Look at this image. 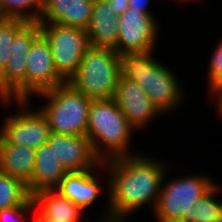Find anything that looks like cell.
Listing matches in <instances>:
<instances>
[{
  "instance_id": "22",
  "label": "cell",
  "mask_w": 222,
  "mask_h": 222,
  "mask_svg": "<svg viewBox=\"0 0 222 222\" xmlns=\"http://www.w3.org/2000/svg\"><path fill=\"white\" fill-rule=\"evenodd\" d=\"M41 12L42 0H0L1 17L38 22Z\"/></svg>"
},
{
  "instance_id": "19",
  "label": "cell",
  "mask_w": 222,
  "mask_h": 222,
  "mask_svg": "<svg viewBox=\"0 0 222 222\" xmlns=\"http://www.w3.org/2000/svg\"><path fill=\"white\" fill-rule=\"evenodd\" d=\"M36 150L6 143L0 137V171L27 184L35 167Z\"/></svg>"
},
{
  "instance_id": "21",
  "label": "cell",
  "mask_w": 222,
  "mask_h": 222,
  "mask_svg": "<svg viewBox=\"0 0 222 222\" xmlns=\"http://www.w3.org/2000/svg\"><path fill=\"white\" fill-rule=\"evenodd\" d=\"M31 201L32 196L22 180L0 171V211Z\"/></svg>"
},
{
  "instance_id": "10",
  "label": "cell",
  "mask_w": 222,
  "mask_h": 222,
  "mask_svg": "<svg viewBox=\"0 0 222 222\" xmlns=\"http://www.w3.org/2000/svg\"><path fill=\"white\" fill-rule=\"evenodd\" d=\"M102 174L104 175L102 176ZM103 177L106 178L103 180ZM56 190L73 203L80 206L84 211H89V213L91 211L89 208H94L92 206L100 203L97 200L103 198L102 194L106 193L104 195L106 203H104L105 206H103V212L100 211L102 214H100L101 216L99 219L109 218V176L103 163H101L96 169L83 172H68Z\"/></svg>"
},
{
  "instance_id": "23",
  "label": "cell",
  "mask_w": 222,
  "mask_h": 222,
  "mask_svg": "<svg viewBox=\"0 0 222 222\" xmlns=\"http://www.w3.org/2000/svg\"><path fill=\"white\" fill-rule=\"evenodd\" d=\"M28 21L20 18H0V72L5 68L16 33Z\"/></svg>"
},
{
  "instance_id": "13",
  "label": "cell",
  "mask_w": 222,
  "mask_h": 222,
  "mask_svg": "<svg viewBox=\"0 0 222 222\" xmlns=\"http://www.w3.org/2000/svg\"><path fill=\"white\" fill-rule=\"evenodd\" d=\"M113 99L137 133H141L143 129L145 132L146 128L156 123L157 118H163V114L150 100L145 90L122 75L119 77Z\"/></svg>"
},
{
  "instance_id": "26",
  "label": "cell",
  "mask_w": 222,
  "mask_h": 222,
  "mask_svg": "<svg viewBox=\"0 0 222 222\" xmlns=\"http://www.w3.org/2000/svg\"><path fill=\"white\" fill-rule=\"evenodd\" d=\"M207 95L206 97L210 100V102L212 101L215 109L216 110V115L218 116L217 119L221 118L222 120V78L216 82L209 90H207ZM210 94V95H209ZM214 99V101H213Z\"/></svg>"
},
{
  "instance_id": "5",
  "label": "cell",
  "mask_w": 222,
  "mask_h": 222,
  "mask_svg": "<svg viewBox=\"0 0 222 222\" xmlns=\"http://www.w3.org/2000/svg\"><path fill=\"white\" fill-rule=\"evenodd\" d=\"M37 98L43 104L38 109L46 117L52 133L86 136L92 99L69 82L36 95L30 102Z\"/></svg>"
},
{
  "instance_id": "20",
  "label": "cell",
  "mask_w": 222,
  "mask_h": 222,
  "mask_svg": "<svg viewBox=\"0 0 222 222\" xmlns=\"http://www.w3.org/2000/svg\"><path fill=\"white\" fill-rule=\"evenodd\" d=\"M221 187V183L216 184L196 201L187 215V222H222Z\"/></svg>"
},
{
  "instance_id": "1",
  "label": "cell",
  "mask_w": 222,
  "mask_h": 222,
  "mask_svg": "<svg viewBox=\"0 0 222 222\" xmlns=\"http://www.w3.org/2000/svg\"><path fill=\"white\" fill-rule=\"evenodd\" d=\"M165 160L141 151L103 162L109 176V218L131 219L146 206L152 213L172 164Z\"/></svg>"
},
{
  "instance_id": "3",
  "label": "cell",
  "mask_w": 222,
  "mask_h": 222,
  "mask_svg": "<svg viewBox=\"0 0 222 222\" xmlns=\"http://www.w3.org/2000/svg\"><path fill=\"white\" fill-rule=\"evenodd\" d=\"M135 133L113 98L91 101L86 136L102 163L141 153L131 150Z\"/></svg>"
},
{
  "instance_id": "12",
  "label": "cell",
  "mask_w": 222,
  "mask_h": 222,
  "mask_svg": "<svg viewBox=\"0 0 222 222\" xmlns=\"http://www.w3.org/2000/svg\"><path fill=\"white\" fill-rule=\"evenodd\" d=\"M26 59L25 100L66 82L55 69L50 43L42 33L32 43Z\"/></svg>"
},
{
  "instance_id": "29",
  "label": "cell",
  "mask_w": 222,
  "mask_h": 222,
  "mask_svg": "<svg viewBox=\"0 0 222 222\" xmlns=\"http://www.w3.org/2000/svg\"><path fill=\"white\" fill-rule=\"evenodd\" d=\"M32 222H61V221H53L49 218L43 217L36 209L34 211V216L32 218Z\"/></svg>"
},
{
  "instance_id": "15",
  "label": "cell",
  "mask_w": 222,
  "mask_h": 222,
  "mask_svg": "<svg viewBox=\"0 0 222 222\" xmlns=\"http://www.w3.org/2000/svg\"><path fill=\"white\" fill-rule=\"evenodd\" d=\"M95 0H42L39 23H57L86 30Z\"/></svg>"
},
{
  "instance_id": "2",
  "label": "cell",
  "mask_w": 222,
  "mask_h": 222,
  "mask_svg": "<svg viewBox=\"0 0 222 222\" xmlns=\"http://www.w3.org/2000/svg\"><path fill=\"white\" fill-rule=\"evenodd\" d=\"M156 55L154 50L121 55V75L139 84L160 112L170 116L186 103L187 89Z\"/></svg>"
},
{
  "instance_id": "6",
  "label": "cell",
  "mask_w": 222,
  "mask_h": 222,
  "mask_svg": "<svg viewBox=\"0 0 222 222\" xmlns=\"http://www.w3.org/2000/svg\"><path fill=\"white\" fill-rule=\"evenodd\" d=\"M121 75V56L111 48L90 46L68 81L92 100L112 99Z\"/></svg>"
},
{
  "instance_id": "27",
  "label": "cell",
  "mask_w": 222,
  "mask_h": 222,
  "mask_svg": "<svg viewBox=\"0 0 222 222\" xmlns=\"http://www.w3.org/2000/svg\"><path fill=\"white\" fill-rule=\"evenodd\" d=\"M129 1V8L136 10L137 12L149 15V16H155V13L149 9L150 4L152 0H128Z\"/></svg>"
},
{
  "instance_id": "14",
  "label": "cell",
  "mask_w": 222,
  "mask_h": 222,
  "mask_svg": "<svg viewBox=\"0 0 222 222\" xmlns=\"http://www.w3.org/2000/svg\"><path fill=\"white\" fill-rule=\"evenodd\" d=\"M48 143L68 172L96 169L102 163L87 136L51 133Z\"/></svg>"
},
{
  "instance_id": "30",
  "label": "cell",
  "mask_w": 222,
  "mask_h": 222,
  "mask_svg": "<svg viewBox=\"0 0 222 222\" xmlns=\"http://www.w3.org/2000/svg\"><path fill=\"white\" fill-rule=\"evenodd\" d=\"M95 222H131V219H123V218H106V219H99L94 220ZM92 221V222H94Z\"/></svg>"
},
{
  "instance_id": "4",
  "label": "cell",
  "mask_w": 222,
  "mask_h": 222,
  "mask_svg": "<svg viewBox=\"0 0 222 222\" xmlns=\"http://www.w3.org/2000/svg\"><path fill=\"white\" fill-rule=\"evenodd\" d=\"M170 168L172 172L174 171L173 165H170L169 170L164 175L160 195L151 214H153L156 222H187V215H189L193 205L208 193L217 182L213 176H208L209 173L204 175V173H196V171L170 178L172 174Z\"/></svg>"
},
{
  "instance_id": "9",
  "label": "cell",
  "mask_w": 222,
  "mask_h": 222,
  "mask_svg": "<svg viewBox=\"0 0 222 222\" xmlns=\"http://www.w3.org/2000/svg\"><path fill=\"white\" fill-rule=\"evenodd\" d=\"M40 34L39 22H27L16 33L9 60L0 72V100H25L26 56Z\"/></svg>"
},
{
  "instance_id": "24",
  "label": "cell",
  "mask_w": 222,
  "mask_h": 222,
  "mask_svg": "<svg viewBox=\"0 0 222 222\" xmlns=\"http://www.w3.org/2000/svg\"><path fill=\"white\" fill-rule=\"evenodd\" d=\"M217 45H214L215 49H213V53L211 52V57L208 59L207 64V88L208 90L222 78V37Z\"/></svg>"
},
{
  "instance_id": "7",
  "label": "cell",
  "mask_w": 222,
  "mask_h": 222,
  "mask_svg": "<svg viewBox=\"0 0 222 222\" xmlns=\"http://www.w3.org/2000/svg\"><path fill=\"white\" fill-rule=\"evenodd\" d=\"M30 104V100H0L2 109L16 107V110L10 109L0 123V137L6 143L36 150L49 141L52 132L46 117L39 109H32Z\"/></svg>"
},
{
  "instance_id": "18",
  "label": "cell",
  "mask_w": 222,
  "mask_h": 222,
  "mask_svg": "<svg viewBox=\"0 0 222 222\" xmlns=\"http://www.w3.org/2000/svg\"><path fill=\"white\" fill-rule=\"evenodd\" d=\"M85 31L91 46L111 49L116 47L119 37L118 17L106 0H95L92 17Z\"/></svg>"
},
{
  "instance_id": "16",
  "label": "cell",
  "mask_w": 222,
  "mask_h": 222,
  "mask_svg": "<svg viewBox=\"0 0 222 222\" xmlns=\"http://www.w3.org/2000/svg\"><path fill=\"white\" fill-rule=\"evenodd\" d=\"M68 171L63 167L50 144L36 149L35 167L31 180L26 184L31 196L46 189H56Z\"/></svg>"
},
{
  "instance_id": "8",
  "label": "cell",
  "mask_w": 222,
  "mask_h": 222,
  "mask_svg": "<svg viewBox=\"0 0 222 222\" xmlns=\"http://www.w3.org/2000/svg\"><path fill=\"white\" fill-rule=\"evenodd\" d=\"M40 28L41 33L50 43L55 69L68 82L91 46L87 32L57 23L40 24Z\"/></svg>"
},
{
  "instance_id": "31",
  "label": "cell",
  "mask_w": 222,
  "mask_h": 222,
  "mask_svg": "<svg viewBox=\"0 0 222 222\" xmlns=\"http://www.w3.org/2000/svg\"><path fill=\"white\" fill-rule=\"evenodd\" d=\"M172 1H175V3H176V0H172ZM178 2H182V3H184L185 4V2H191L192 4L194 3V2H196V4H197V2H199V1H202V0H177Z\"/></svg>"
},
{
  "instance_id": "25",
  "label": "cell",
  "mask_w": 222,
  "mask_h": 222,
  "mask_svg": "<svg viewBox=\"0 0 222 222\" xmlns=\"http://www.w3.org/2000/svg\"><path fill=\"white\" fill-rule=\"evenodd\" d=\"M35 209L33 200L29 204L3 209L0 211V222H31Z\"/></svg>"
},
{
  "instance_id": "17",
  "label": "cell",
  "mask_w": 222,
  "mask_h": 222,
  "mask_svg": "<svg viewBox=\"0 0 222 222\" xmlns=\"http://www.w3.org/2000/svg\"><path fill=\"white\" fill-rule=\"evenodd\" d=\"M36 210L46 218L61 222H91L80 206L63 196L56 189H46L39 191L32 196ZM86 214V216H85Z\"/></svg>"
},
{
  "instance_id": "11",
  "label": "cell",
  "mask_w": 222,
  "mask_h": 222,
  "mask_svg": "<svg viewBox=\"0 0 222 222\" xmlns=\"http://www.w3.org/2000/svg\"><path fill=\"white\" fill-rule=\"evenodd\" d=\"M118 22L119 37L114 50L120 56L126 53L156 51L161 30L163 31L156 16H149L129 8L118 17Z\"/></svg>"
},
{
  "instance_id": "28",
  "label": "cell",
  "mask_w": 222,
  "mask_h": 222,
  "mask_svg": "<svg viewBox=\"0 0 222 222\" xmlns=\"http://www.w3.org/2000/svg\"><path fill=\"white\" fill-rule=\"evenodd\" d=\"M113 10L114 15L120 17L129 9V1L128 0H106Z\"/></svg>"
}]
</instances>
